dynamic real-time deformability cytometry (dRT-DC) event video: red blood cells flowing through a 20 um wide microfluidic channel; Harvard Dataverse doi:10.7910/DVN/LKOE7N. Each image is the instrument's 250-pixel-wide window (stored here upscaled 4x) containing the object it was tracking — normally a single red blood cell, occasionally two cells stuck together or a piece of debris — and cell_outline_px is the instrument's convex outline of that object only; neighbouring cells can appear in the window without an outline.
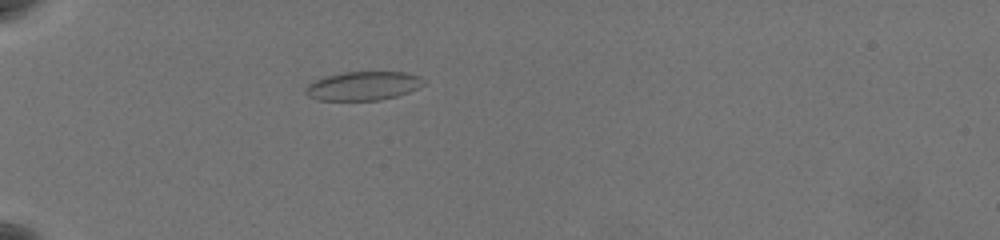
{"species": "common noctule bat (a hibernating species)", "species_latin": "Nyctalus noctula", "temperature_condition": "warm", "stored_images_in_passage": 41, "camera_frame_rate_fps": 3000, "um_per_image_px": 0.085, "animal": {"sex": "female", "body_mass_g": 19.5, "forearm_length_mm": 54.1}, "frame": {"image": 1, "passage_image": 1, "time_ms": 0.0, "image_size_px": [1000, 240], "cell_outline_px": [[424, 84], [408, 92], [396, 96], [376, 100], [320, 100], [308, 96], [304, 92], [304, 88], [308, 84], [324, 76], [344, 72], [408, 72], [420, 76], [424, 80]], "centroid_in_image_um": [30.85, 7.29], "position_along_channel_um": 54.2, "area_um2": 19.77}}
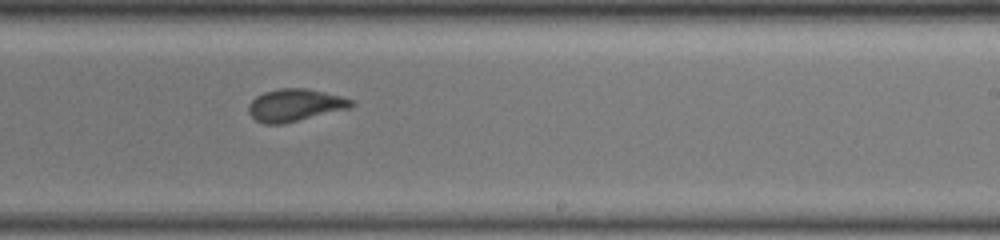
{"frame": {"image": 2, "passage_image": 21, "time_ms": 6.667, "image_size_px": [1000, 240], "cell_outline_px": [[356, 104], [348, 108], [280, 124], [264, 124], [256, 120], [248, 112], [248, 104], [256, 96], [264, 92], [280, 88], [308, 88], [340, 96], [352, 100]], "centroid_in_image_um": [25.03, 8.92], "position_along_channel_um": 264.0, "area_um2": 19.07}}
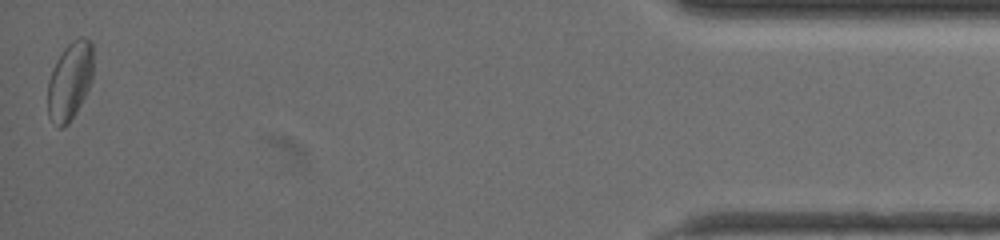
{"frame": {"image": 3, "passage_image": 41, "time_ms": 13.333, "image_size_px": [1000, 240], "cell_outline_px": [[92, 80], [76, 112], [68, 124], [60, 128], [48, 116], [48, 80], [56, 60], [64, 48], [72, 40], [84, 36], [92, 40]], "centroid_in_image_um": [5.94, 6.85], "position_along_channel_um": 429.3, "area_um2": 20.58}, "authors_computed_cell_mechanics": {"area_um2": 19.3052, "velocity_mm_per_s": 3.5668, "shape_relaxation_time_tau1_ms": 4.0688, "shape_relaxation_time_tau2_ms": 1.3796, "deformation_change_tau1": 0.1028, "deformation_change_tau2": 0.0746}}